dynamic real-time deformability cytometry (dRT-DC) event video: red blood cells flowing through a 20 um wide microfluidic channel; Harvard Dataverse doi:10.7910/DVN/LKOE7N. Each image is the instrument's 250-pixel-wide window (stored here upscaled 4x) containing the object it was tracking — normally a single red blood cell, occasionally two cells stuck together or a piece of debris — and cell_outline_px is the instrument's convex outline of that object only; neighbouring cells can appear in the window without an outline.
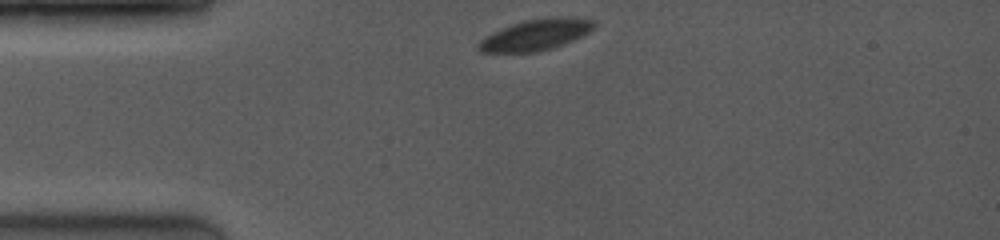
{"species": "common noctule bat (a hibernating species)", "species_latin": "Nyctalus noctula", "temperature_condition": "room temperature", "stored_images_in_passage": 45, "camera_frame_rate_fps": 4000, "um_per_image_px": 0.085, "animal": {"sex": "female", "body_mass_g": 19.0, "forearm_length_mm": 53.3}, "frame": {"image": 1, "passage_image": 1, "time_ms": 0.0, "image_size_px": [1000, 240], "cell_outline_px": [[596, 28], [572, 40], [552, 48], [540, 52], [480, 52], [476, 48], [476, 44], [480, 40], [512, 24], [524, 20], [552, 16], [572, 16], [592, 20], [596, 24]], "centroid_in_image_um": [45.57, 2.94], "position_along_channel_um": 39.4, "area_um2": 20.87}}
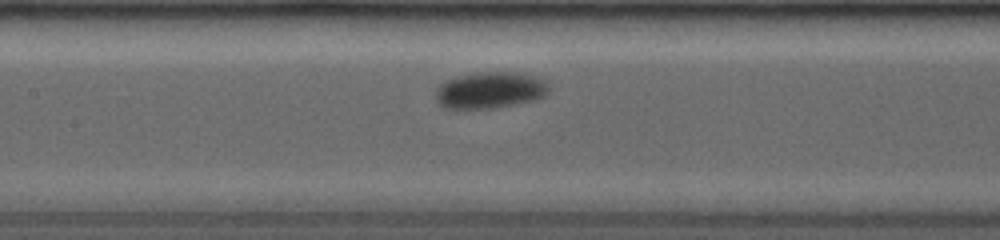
{"frame": {"image": 2, "passage_image": 17, "time_ms": 4.0, "image_size_px": [1000, 240], "cell_outline_px": [[548, 88], [544, 96], [536, 100], [492, 108], [444, 108], [436, 100], [436, 92], [448, 80], [464, 76], [496, 72], [500, 72], [524, 76], [536, 80], [544, 84]], "centroid_in_image_um": [41.59, 7.73], "position_along_channel_um": 165.8, "area_um2": 22.37}}
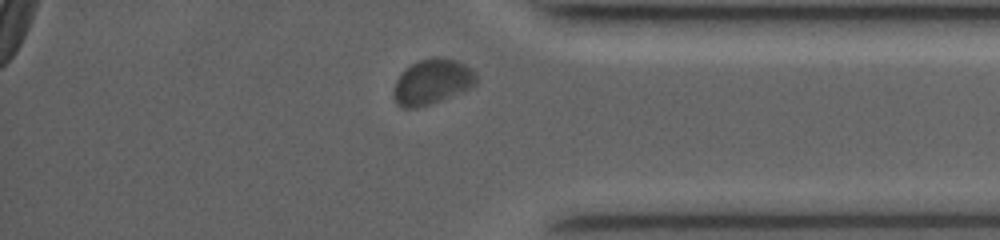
{"frame": {"image": 3, "passage_image": 41, "time_ms": 10.0, "image_size_px": [1000, 240], "cell_outline_px": [[476, 84], [460, 92], [432, 104], [416, 108], [400, 108], [396, 104], [392, 96], [392, 92], [396, 80], [412, 64], [420, 60], [436, 56], [456, 60], [464, 64], [476, 76]], "centroid_in_image_um": [36.68, 6.98], "position_along_channel_um": 398.5, "area_um2": 21.56}, "authors_computed_cell_mechanics": {"area_um2": 22.0218, "velocity_mm_per_s": 3.8962, "shape_relaxation_time_tau1_ms": 11.0647, "shape_relaxation_time_tau2_ms": null, "deformation_change_tau1": 0.2474, "deformation_change_tau2": null}}